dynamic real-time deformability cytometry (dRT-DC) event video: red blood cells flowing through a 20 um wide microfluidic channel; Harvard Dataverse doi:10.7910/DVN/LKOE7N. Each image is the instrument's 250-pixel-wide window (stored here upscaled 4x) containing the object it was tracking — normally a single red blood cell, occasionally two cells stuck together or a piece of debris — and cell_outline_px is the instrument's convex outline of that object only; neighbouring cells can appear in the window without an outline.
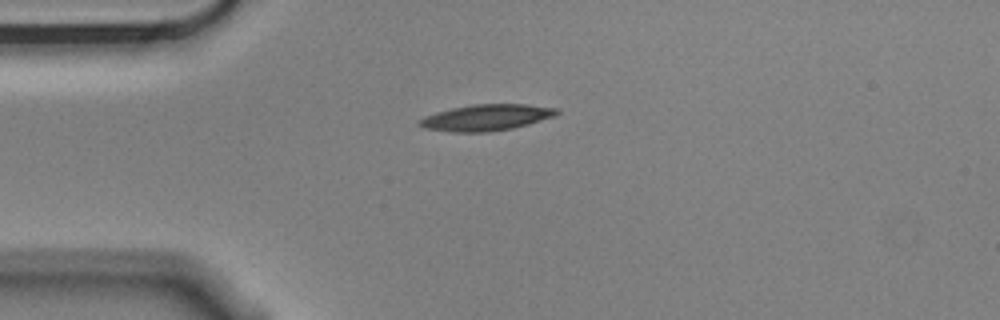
{"species": "Egyptian fruit bat (a non-hibernating species)", "species_latin": "Rousettus aegyptiacus", "temperature_condition": "cold", "stored_images_in_passage": 12, "camera_frame_rate_fps": 3000, "um_per_image_px": 0.085, "animal": {"sex": "male"}, "frame": {"image": 1, "passage_image": 1, "time_ms": 0.0, "image_size_px": [1000, 320], "cell_outline_px": [[560, 112], [556, 116], [528, 124], [512, 128], [488, 132], [448, 132], [424, 128], [416, 124], [416, 120], [424, 116], [436, 112], [452, 108], [472, 104], [524, 104], [560, 108]], "centroid_in_image_um": [41.31, 9.99], "position_along_channel_um": 43.7, "area_um2": 21.27}}
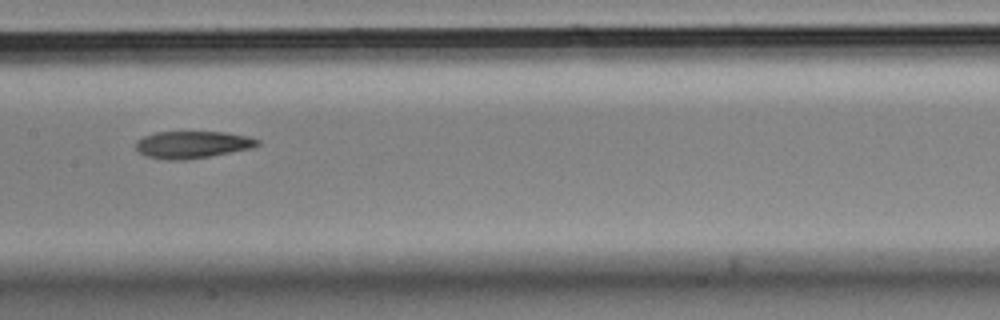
{"frame": {"image": 2, "passage_image": 5, "time_ms": 1.333, "image_size_px": [1000, 320], "cell_outline_px": [[260, 144], [252, 148], [208, 156], [184, 160], [168, 160], [144, 156], [136, 148], [136, 140], [144, 136], [156, 132], [224, 132], [248, 136], [260, 140]], "centroid_in_image_um": [16.34, 12.29], "position_along_channel_um": 191.1, "area_um2": 19.19}}
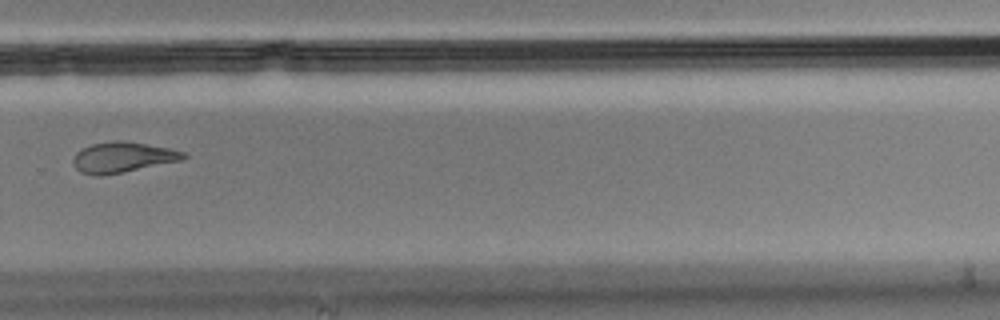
{"frame": {"image": 3, "passage_image": 8, "time_ms": 2.333, "image_size_px": [1000, 320], "cell_outline_px": [[188, 156], [184, 160], [124, 172], [100, 176], [92, 176], [80, 172], [72, 164], [72, 160], [76, 152], [80, 148], [92, 144], [116, 140], [120, 140], [168, 148], [184, 152]], "centroid_in_image_um": [10.39, 13.38], "position_along_channel_um": 319.4, "area_um2": 19.77}}